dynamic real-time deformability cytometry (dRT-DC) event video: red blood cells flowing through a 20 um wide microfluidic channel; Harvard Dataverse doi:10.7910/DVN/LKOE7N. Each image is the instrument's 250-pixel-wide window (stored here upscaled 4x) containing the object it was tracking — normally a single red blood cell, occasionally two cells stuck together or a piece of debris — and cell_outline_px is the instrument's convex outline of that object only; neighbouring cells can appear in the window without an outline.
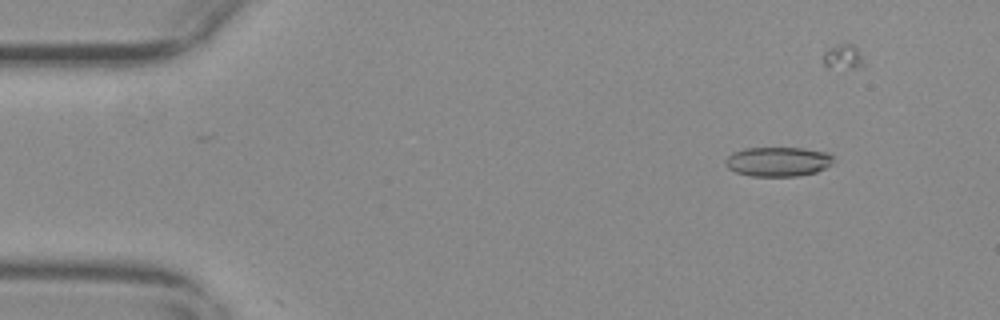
{"species": "common noctule bat (a hibernating species)", "species_latin": "Nyctalus noctula", "temperature_condition": "warm", "stored_images_in_passage": 44, "camera_frame_rate_fps": 3000, "um_per_image_px": 0.085, "animal": {"sex": "female", "body_mass_g": 29.2, "forearm_length_mm": 56.3}, "frame": {"image": 1, "passage_image": 7, "time_ms": 2.0, "image_size_px": [1000, 320], "cell_outline_px": [[832, 160], [824, 168], [816, 172], [796, 176], [752, 176], [736, 172], [728, 168], [724, 164], [724, 160], [728, 156], [744, 148], [804, 148], [828, 152], [832, 156]], "centroid_in_image_um": [66.1, 13.73], "position_along_channel_um": 18.9, "area_um2": 18.38}}
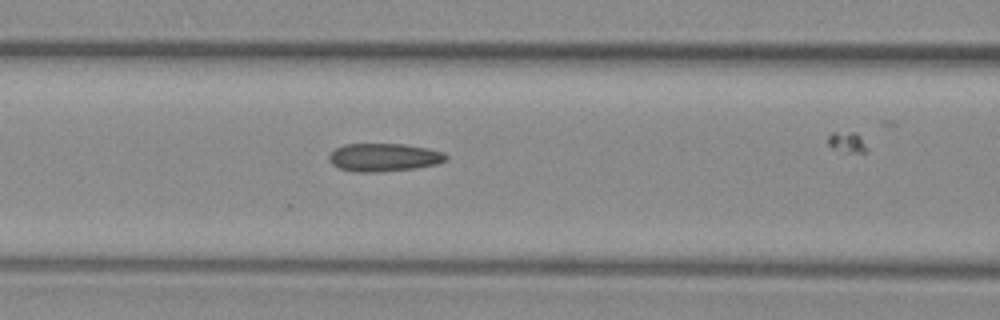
{"frame": {"image": 2, "passage_image": 24, "time_ms": 7.667, "image_size_px": [1000, 320], "cell_outline_px": [[448, 156], [444, 160], [436, 164], [416, 168], [380, 172], [352, 172], [340, 168], [332, 164], [328, 160], [328, 156], [336, 148], [344, 144], [404, 144], [428, 148], [444, 152]], "centroid_in_image_um": [32.61, 13.38], "position_along_channel_um": 134.0, "area_um2": 19.19}}
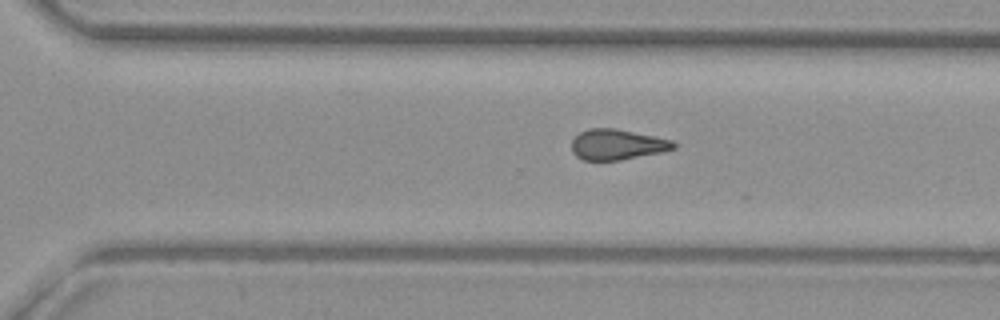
{"frame": {"image": 3, "passage_image": 39, "time_ms": 12.667, "image_size_px": [1000, 320], "cell_outline_px": [[676, 148], [664, 152], [620, 160], [584, 160], [576, 156], [572, 152], [572, 140], [580, 132], [588, 128], [616, 128], [672, 140], [676, 144]], "centroid_in_image_um": [52.47, 12.28], "position_along_channel_um": 318.1, "area_um2": 18.21}}